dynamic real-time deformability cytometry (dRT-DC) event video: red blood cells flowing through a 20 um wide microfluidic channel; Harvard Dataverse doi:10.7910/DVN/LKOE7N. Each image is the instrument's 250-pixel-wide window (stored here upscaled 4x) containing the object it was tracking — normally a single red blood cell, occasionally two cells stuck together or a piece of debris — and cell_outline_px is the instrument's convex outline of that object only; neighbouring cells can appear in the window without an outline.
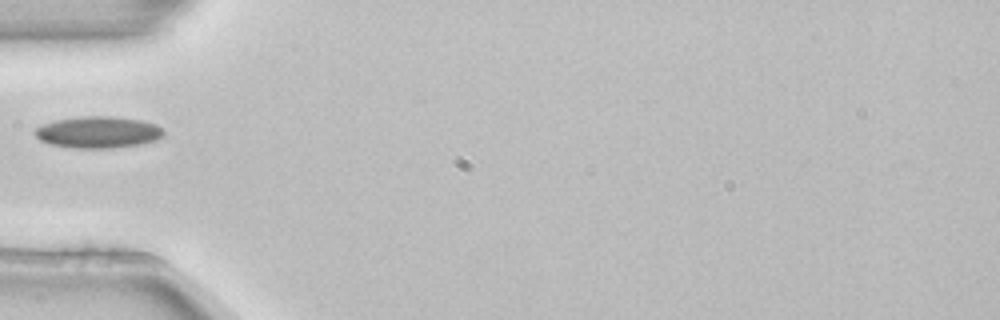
{"species": "common noctule bat (a hibernating species)", "species_latin": "Nyctalus noctula", "temperature_condition": "room temperature", "stored_images_in_passage": 1, "camera_frame_rate_fps": 3000, "um_per_image_px": 0.085, "animal": {"sex": "female", "body_mass_g": 22.7, "forearm_length_mm": 54.2}, "frame": {"image": 1, "passage_image": 1, "time_ms": 0.0, "image_size_px": [1000, 320], "cell_outline_px": [[164, 136], [156, 140], [140, 144], [112, 148], [72, 148], [48, 144], [40, 140], [32, 132], [36, 128], [44, 124], [56, 120], [80, 116], [108, 116], [140, 120], [156, 124], [164, 132]], "centroid_in_image_um": [8.32, 11.24], "position_along_channel_um": 76.7, "area_um2": 23.76}}